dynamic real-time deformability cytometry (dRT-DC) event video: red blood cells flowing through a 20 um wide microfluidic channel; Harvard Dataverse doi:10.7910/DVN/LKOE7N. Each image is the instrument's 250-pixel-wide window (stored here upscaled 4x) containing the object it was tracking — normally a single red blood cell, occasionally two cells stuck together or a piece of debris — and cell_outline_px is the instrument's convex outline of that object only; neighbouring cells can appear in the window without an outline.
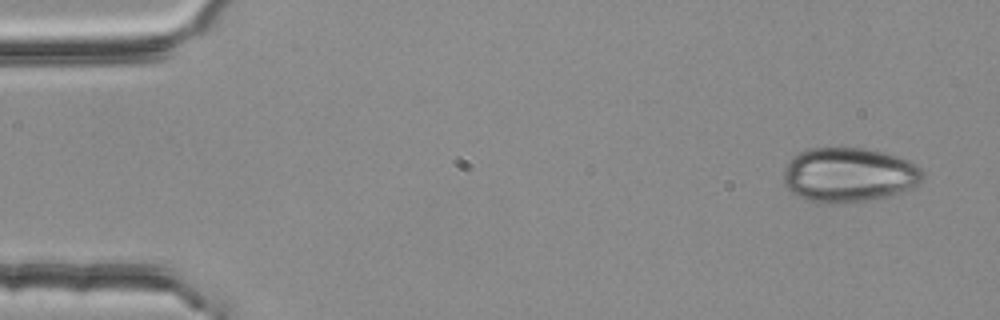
{"species": "common noctule bat (a hibernating species)", "species_latin": "Nyctalus noctula", "temperature_condition": "room temperature", "stored_images_in_passage": 5, "camera_frame_rate_fps": 3000, "um_per_image_px": 0.085, "animal": {"sex": "female", "body_mass_g": 25.1}, "frame": {"image": 1, "passage_image": 1, "time_ms": 0.0, "image_size_px": [1000, 320], "cell_outline_px": [[924, 176], [916, 184], [888, 196], [872, 200], [828, 204], [804, 200], [792, 192], [784, 184], [784, 168], [788, 160], [796, 152], [808, 148], [864, 148], [884, 152], [908, 160], [916, 164], [924, 172]], "centroid_in_image_um": [72.09, 14.85], "position_along_channel_um": 12.9, "area_um2": 44.39}}
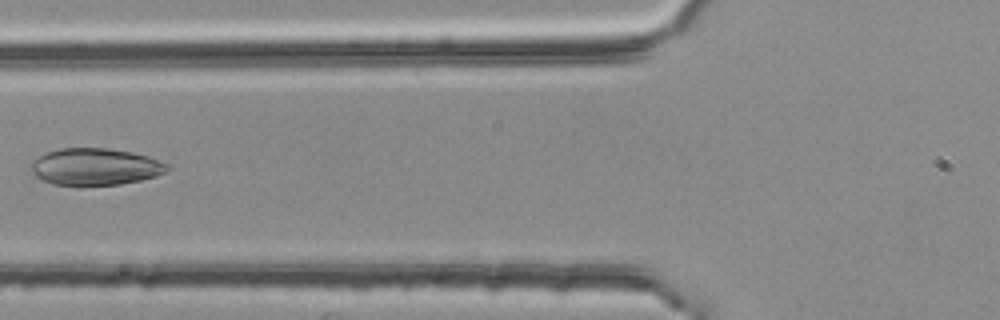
{"frame": {"image": 2, "passage_image": 5, "time_ms": 1.333, "image_size_px": [1000, 320], "cell_outline_px": [[172, 168], [168, 172], [156, 176], [140, 180], [120, 184], [80, 188], [52, 184], [36, 176], [32, 172], [32, 164], [40, 156], [48, 152], [60, 148], [108, 148], [132, 152], [148, 156], [172, 164]], "centroid_in_image_um": [8.18, 14.21], "position_along_channel_um": 117.6, "area_um2": 30.06}}